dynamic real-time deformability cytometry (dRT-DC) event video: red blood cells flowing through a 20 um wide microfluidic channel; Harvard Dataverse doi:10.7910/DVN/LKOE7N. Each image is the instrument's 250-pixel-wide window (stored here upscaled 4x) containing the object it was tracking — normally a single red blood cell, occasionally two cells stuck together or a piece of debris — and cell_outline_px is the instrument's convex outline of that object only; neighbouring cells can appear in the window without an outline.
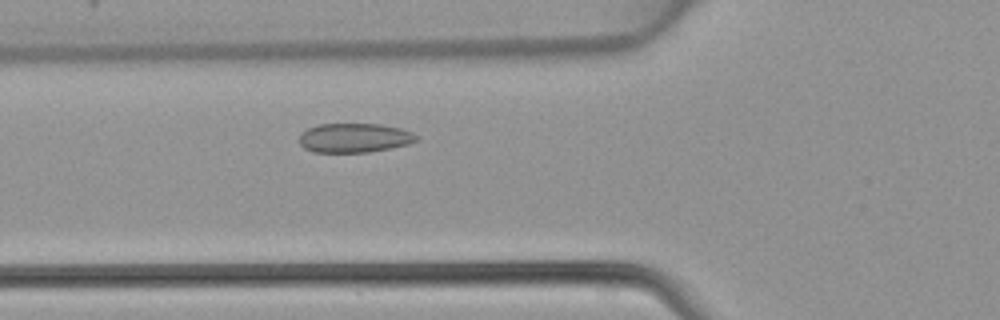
{"species": "common noctule bat (a hibernating species)", "species_latin": "Nyctalus noctula", "temperature_condition": "warm", "stored_images_in_passage": 41, "camera_frame_rate_fps": 3000, "um_per_image_px": 0.085, "animal": {"sex": "female", "body_mass_g": 22.7, "forearm_length_mm": 54.2}, "frame": {"image": 1, "passage_image": 11, "time_ms": 3.333, "image_size_px": [1000, 320], "cell_outline_px": [[420, 136], [416, 140], [408, 144], [368, 152], [312, 152], [304, 148], [300, 144], [300, 132], [308, 128], [320, 124], [380, 124], [400, 128], [412, 132]], "centroid_in_image_um": [30.11, 11.71], "position_along_channel_um": 95.7, "area_um2": 19.94}}
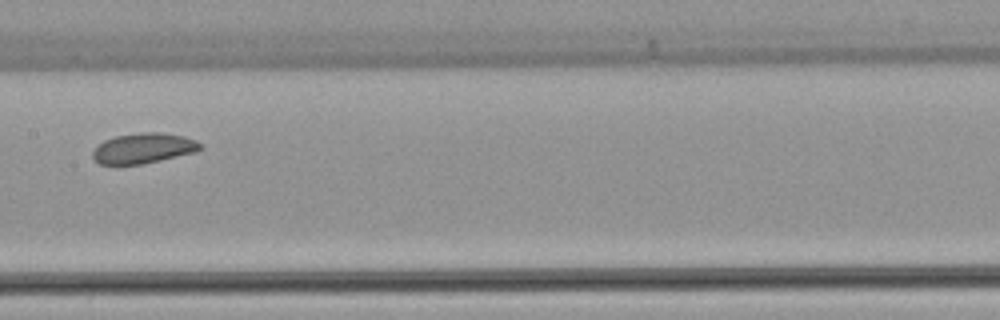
{"frame": {"image": 2, "passage_image": 18, "time_ms": 5.667, "image_size_px": [1000, 320], "cell_outline_px": [[204, 148], [196, 152], [160, 160], [140, 164], [100, 164], [92, 156], [92, 152], [104, 140], [116, 136], [140, 132], [160, 132], [184, 136], [196, 140], [204, 144]], "centroid_in_image_um": [12.26, 12.59], "position_along_channel_um": 195.1, "area_um2": 18.96}}
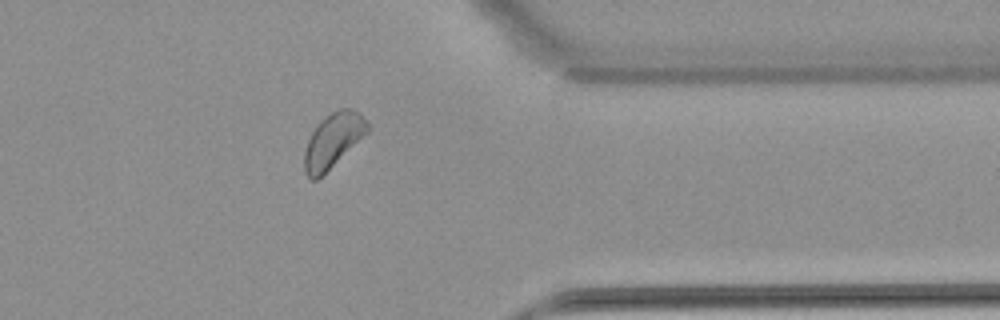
{"frame": {"image": 3, "passage_image": 32, "time_ms": 10.333, "image_size_px": [1000, 320], "cell_outline_px": [[368, 132], [316, 180], [312, 180], [304, 172], [304, 152], [308, 140], [312, 132], [320, 120], [332, 112], [340, 108], [348, 108], [360, 112], [368, 124]], "centroid_in_image_um": [28.29, 11.92], "position_along_channel_um": 383.1, "area_um2": 19.54}}